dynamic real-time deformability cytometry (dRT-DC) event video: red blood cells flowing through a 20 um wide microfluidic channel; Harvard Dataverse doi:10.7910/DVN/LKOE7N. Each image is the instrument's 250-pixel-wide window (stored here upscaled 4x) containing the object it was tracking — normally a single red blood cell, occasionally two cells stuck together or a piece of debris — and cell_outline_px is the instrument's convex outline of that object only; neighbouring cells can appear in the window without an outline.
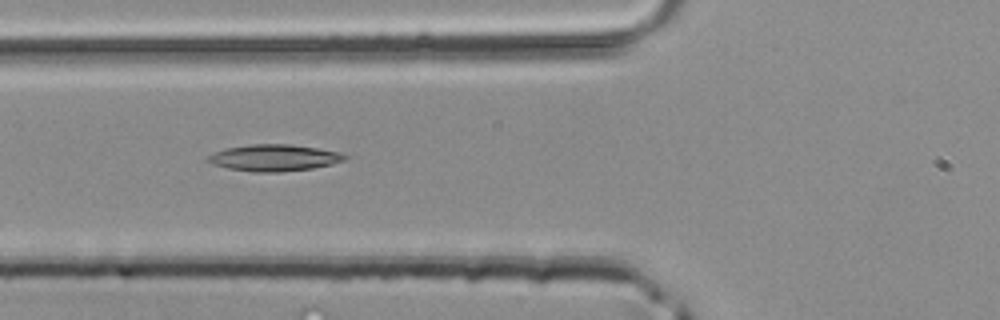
{"species": "common noctule bat (a hibernating species)", "species_latin": "Nyctalus noctula", "temperature_condition": "room temperature", "stored_images_in_passage": 4, "camera_frame_rate_fps": 3000, "um_per_image_px": 0.085, "animal": {"sex": "male", "body_mass_g": 20.4}, "frame": {"image": 1, "passage_image": 4, "time_ms": 1.0, "image_size_px": [1000, 320], "cell_outline_px": [[348, 156], [344, 160], [332, 164], [312, 168], [280, 172], [256, 172], [228, 168], [212, 164], [208, 160], [208, 156], [224, 148], [252, 144], [288, 144], [316, 148], [340, 152]], "centroid_in_image_um": [23.31, 13.41], "position_along_channel_um": 102.5, "area_um2": 20.98}}